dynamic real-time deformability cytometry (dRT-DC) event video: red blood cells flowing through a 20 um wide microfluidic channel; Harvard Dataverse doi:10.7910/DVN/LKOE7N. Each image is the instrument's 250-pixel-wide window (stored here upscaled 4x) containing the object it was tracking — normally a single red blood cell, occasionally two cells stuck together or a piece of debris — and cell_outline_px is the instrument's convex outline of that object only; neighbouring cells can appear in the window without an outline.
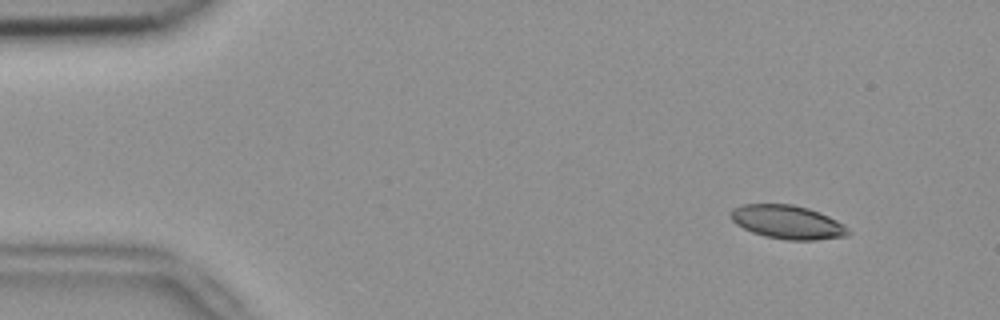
{"species": "common noctule bat (a hibernating species)", "species_latin": "Nyctalus noctula", "temperature_condition": "room temperature", "stored_images_in_passage": 52, "camera_frame_rate_fps": 3000, "um_per_image_px": 0.085, "animal": {"sex": "female", "body_mass_g": 18.4}, "frame": {"image": 1, "passage_image": 4, "time_ms": 1.0, "image_size_px": [1000, 320], "cell_outline_px": [[852, 232], [844, 236], [816, 240], [788, 240], [764, 236], [752, 232], [736, 224], [728, 216], [732, 208], [744, 204], [792, 204], [808, 208], [828, 216], [844, 224]], "centroid_in_image_um": [66.92, 18.87], "position_along_channel_um": 18.1, "area_um2": 23.06}}
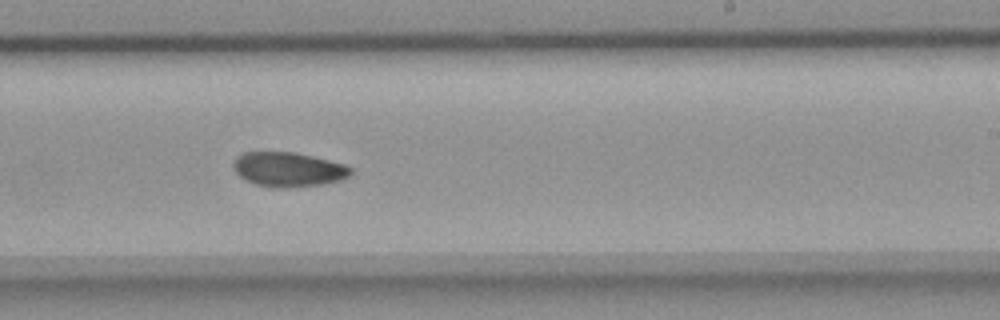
{"frame": {"image": 2, "passage_image": 31, "time_ms": 10.0, "image_size_px": [1000, 320], "cell_outline_px": [[352, 172], [348, 176], [340, 180], [324, 184], [288, 188], [272, 188], [256, 184], [240, 176], [236, 172], [232, 164], [236, 156], [244, 152], [292, 152], [328, 160], [344, 164], [352, 168]], "centroid_in_image_um": [24.49, 14.41], "position_along_channel_um": 264.5, "area_um2": 23.52}}
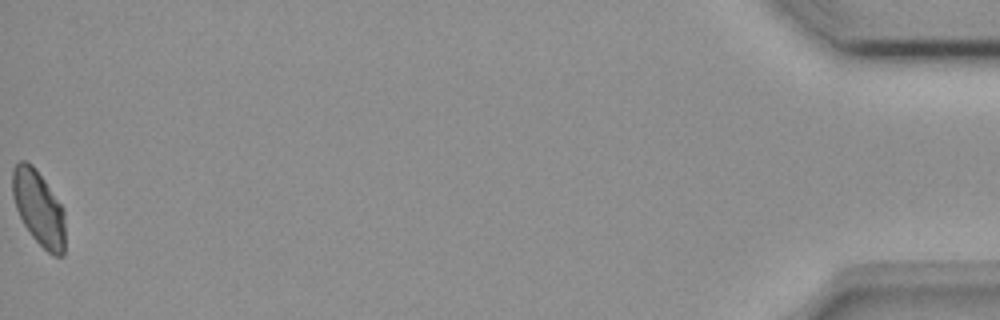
{"frame": {"image": 3, "passage_image": 52, "time_ms": 17.0, "image_size_px": [1000, 320], "cell_outline_px": [[64, 256], [52, 256], [32, 236], [24, 224], [16, 208], [12, 196], [12, 168], [20, 160], [28, 160], [36, 168], [64, 208]], "centroid_in_image_um": [3.28, 17.65], "position_along_channel_um": 431.9, "area_um2": 23.12}, "authors_computed_cell_mechanics": {"area_um2": 23.4957, "velocity_mm_per_s": 3.8097, "shape_relaxation_time_tau1_ms": 6.1634, "shape_relaxation_time_tau2_ms": 2.656, "deformation_change_tau1": 0.1473, "deformation_change_tau2": 0.0578}}